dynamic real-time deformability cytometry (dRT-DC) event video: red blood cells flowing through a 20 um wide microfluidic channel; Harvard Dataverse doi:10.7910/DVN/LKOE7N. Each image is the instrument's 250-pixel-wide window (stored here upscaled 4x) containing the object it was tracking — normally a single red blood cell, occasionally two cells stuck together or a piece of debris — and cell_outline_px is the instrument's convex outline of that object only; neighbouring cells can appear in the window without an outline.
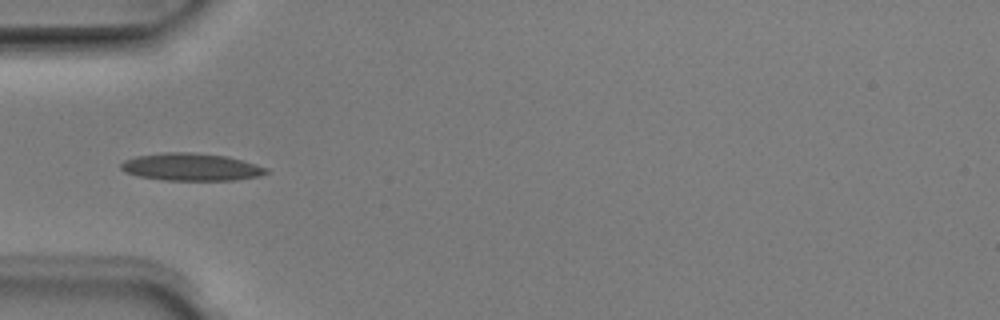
{"species": "Egyptian fruit bat (a non-hibernating species)", "species_latin": "Rousettus aegyptiacus", "temperature_condition": "room temperature", "stored_images_in_passage": 36, "camera_frame_rate_fps": 3000, "um_per_image_px": 0.085, "animal": {"sex": "male"}, "frame": {"image": 1, "passage_image": 1, "time_ms": 0.0, "image_size_px": [1000, 320], "cell_outline_px": [[268, 172], [260, 176], [232, 180], [164, 180], [140, 176], [124, 172], [120, 168], [120, 164], [124, 160], [136, 156], [164, 152], [196, 152], [228, 156], [256, 164], [268, 168]], "centroid_in_image_um": [16.24, 14.18], "position_along_channel_um": 68.8, "area_um2": 23.35}}
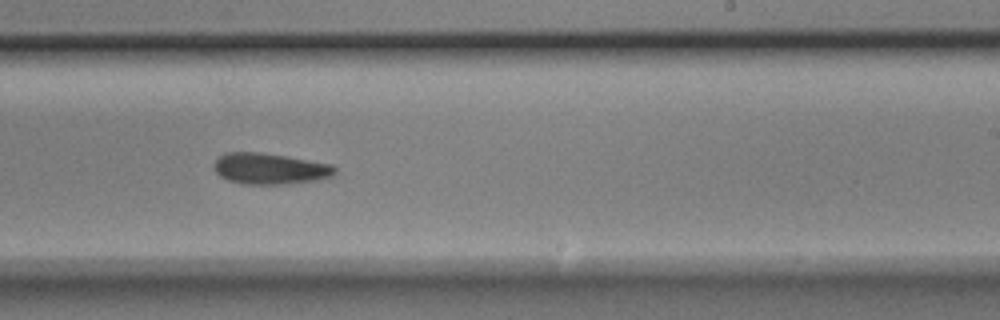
{"frame": {"image": 2, "passage_image": 16, "time_ms": 5.0, "image_size_px": [1000, 320], "cell_outline_px": [[336, 172], [332, 176], [316, 180], [288, 184], [244, 184], [228, 180], [220, 176], [216, 172], [212, 164], [224, 152], [260, 152], [332, 164], [336, 168]], "centroid_in_image_um": [22.92, 14.34], "position_along_channel_um": 266.1, "area_um2": 21.91}}
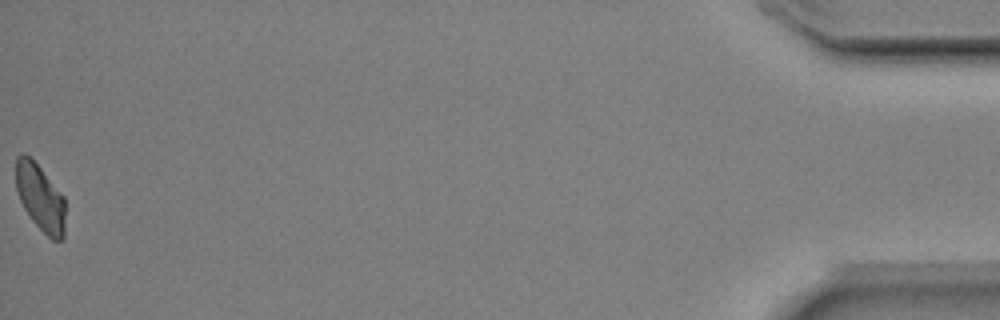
{"frame": {"image": 3, "passage_image": 36, "time_ms": 11.667, "image_size_px": [1000, 320], "cell_outline_px": [[64, 240], [52, 240], [32, 220], [24, 208], [20, 200], [16, 188], [16, 156], [20, 152], [28, 156], [40, 168], [64, 196]], "centroid_in_image_um": [3.42, 16.8], "position_along_channel_um": 431.8, "area_um2": 18.96}, "authors_computed_cell_mechanics": {"area_um2": 21.5594, "velocity_mm_per_s": 3.9586, "shape_relaxation_time_tau1_ms": 4.7157, "shape_relaxation_time_tau2_ms": null, "deformation_change_tau1": 0.1216, "deformation_change_tau2": null}}